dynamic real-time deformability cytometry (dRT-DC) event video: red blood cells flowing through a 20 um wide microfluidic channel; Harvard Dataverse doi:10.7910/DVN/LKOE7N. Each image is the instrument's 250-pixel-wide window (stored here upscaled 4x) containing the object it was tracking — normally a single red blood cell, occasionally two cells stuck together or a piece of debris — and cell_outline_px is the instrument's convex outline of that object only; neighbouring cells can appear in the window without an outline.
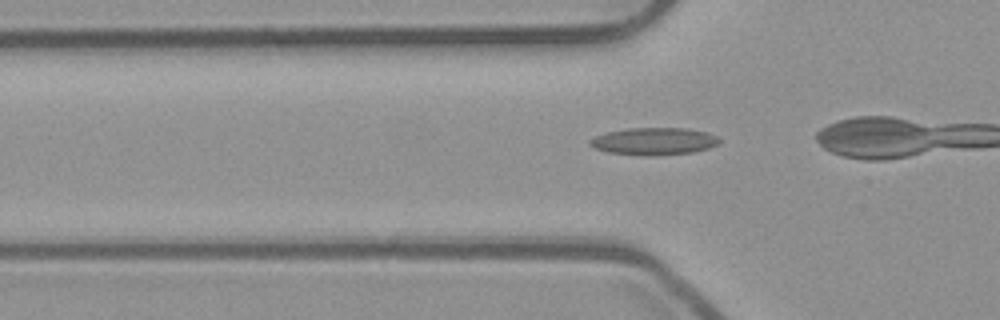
{"species": "common noctule bat (a hibernating species)", "species_latin": "Nyctalus noctula", "temperature_condition": "room temperature", "stored_images_in_passage": 20, "camera_frame_rate_fps": 3000, "um_per_image_px": 0.085, "animal": {"sex": "male", "body_mass_g": 23.1, "forearm_length_mm": 52.7}, "frame": {"image": 1, "passage_image": 14, "time_ms": 4.333, "image_size_px": [1000, 320], "cell_outline_px": [[720, 140], [716, 144], [708, 148], [692, 152], [648, 156], [640, 156], [608, 152], [596, 148], [588, 144], [588, 140], [596, 136], [608, 132], [628, 128], [688, 128], [704, 132], [716, 136]], "centroid_in_image_um": [55.54, 12.01], "position_along_channel_um": 70.3, "area_um2": 20.4}}